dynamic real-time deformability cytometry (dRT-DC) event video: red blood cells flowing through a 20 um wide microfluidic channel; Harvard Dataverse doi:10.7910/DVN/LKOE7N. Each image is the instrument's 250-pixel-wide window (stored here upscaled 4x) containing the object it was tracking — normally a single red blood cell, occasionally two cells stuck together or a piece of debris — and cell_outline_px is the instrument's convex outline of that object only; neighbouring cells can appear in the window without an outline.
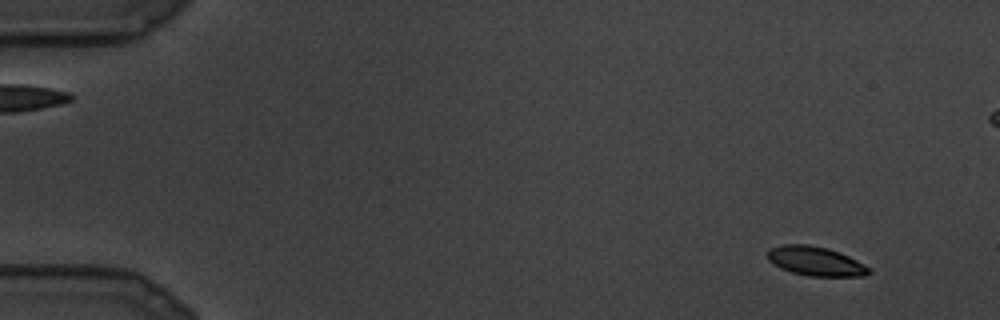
{"species": "common noctule bat (a hibernating species)", "species_latin": "Nyctalus noctula", "temperature_condition": "cold", "stored_images_in_passage": 29, "camera_frame_rate_fps": 3000, "um_per_image_px": 0.085, "animal": {"sex": "male", "body_mass_g": 19.5, "forearm_length_mm": 54.6}, "frame": {"image": 1, "passage_image": 3, "time_ms": 0.667, "image_size_px": [1000, 320], "cell_outline_px": [[872, 272], [864, 276], [808, 276], [792, 272], [780, 268], [768, 260], [768, 248], [780, 244], [808, 244], [828, 248], [840, 252], [872, 268]], "centroid_in_image_um": [69.33, 22.19], "position_along_channel_um": 15.7, "area_um2": 17.46}}
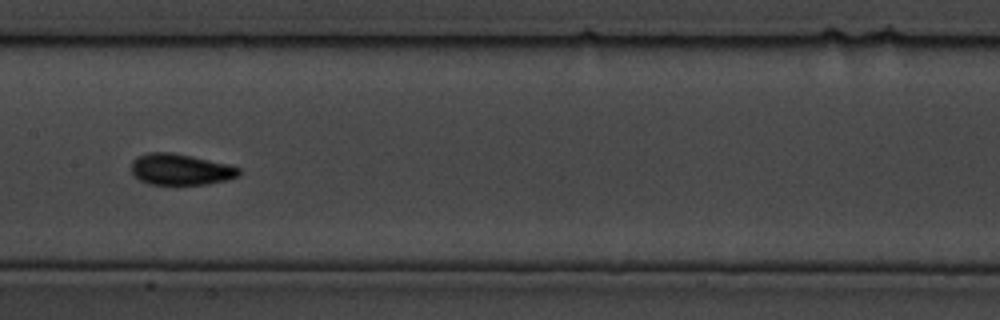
{"frame": {"image": 2, "passage_image": 15, "time_ms": 4.667, "image_size_px": [1000, 320], "cell_outline_px": [[240, 176], [224, 180], [204, 184], [152, 184], [140, 180], [132, 172], [132, 160], [136, 156], [148, 152], [172, 152], [192, 156], [228, 164], [240, 168]], "centroid_in_image_um": [15.34, 14.38], "position_along_channel_um": 192.1, "area_um2": 19.42}}
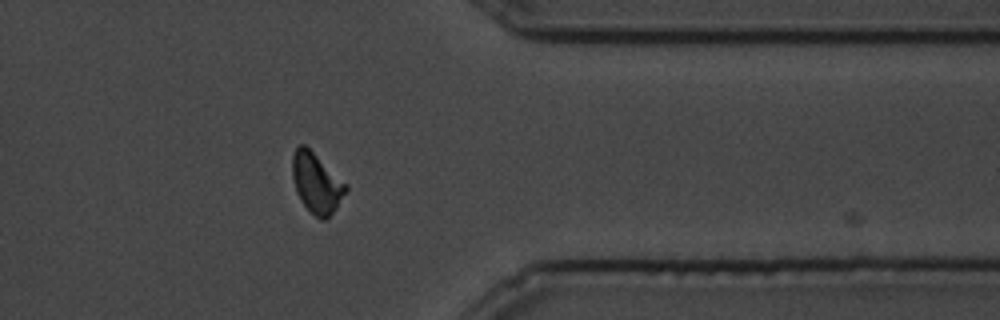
{"frame": {"image": 3, "passage_image": 23, "time_ms": 7.333, "image_size_px": [1000, 320], "cell_outline_px": [[348, 192], [336, 208], [324, 220], [320, 220], [300, 200], [296, 192], [292, 176], [292, 156], [296, 148], [300, 144], [304, 144], [348, 184]], "centroid_in_image_um": [26.92, 15.55], "position_along_channel_um": 384.5, "area_um2": 18.67}}